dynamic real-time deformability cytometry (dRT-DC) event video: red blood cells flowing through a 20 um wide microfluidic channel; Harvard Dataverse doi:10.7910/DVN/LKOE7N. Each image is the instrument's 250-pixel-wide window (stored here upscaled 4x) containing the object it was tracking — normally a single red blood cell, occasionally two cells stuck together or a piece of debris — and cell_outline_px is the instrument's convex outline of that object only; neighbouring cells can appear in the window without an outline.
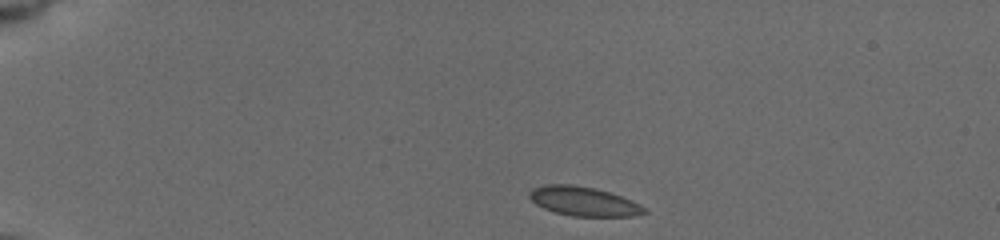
{"species": "common noctule bat (a hibernating species)", "species_latin": "Nyctalus noctula", "temperature_condition": "cold", "stored_images_in_passage": 45, "camera_frame_rate_fps": 3000, "um_per_image_px": 0.085, "animal": {"sex": "female", "body_mass_g": 19.5, "forearm_length_mm": 54.1}, "frame": {"image": 1, "passage_image": 1, "time_ms": 0.0, "image_size_px": [1000, 240], "cell_outline_px": [[648, 212], [632, 216], [572, 216], [556, 212], [544, 208], [536, 204], [528, 196], [528, 192], [532, 188], [544, 184], [572, 184], [596, 188], [632, 200], [640, 204]], "centroid_in_image_um": [49.58, 17.1], "position_along_channel_um": 35.4, "area_um2": 19.54}}
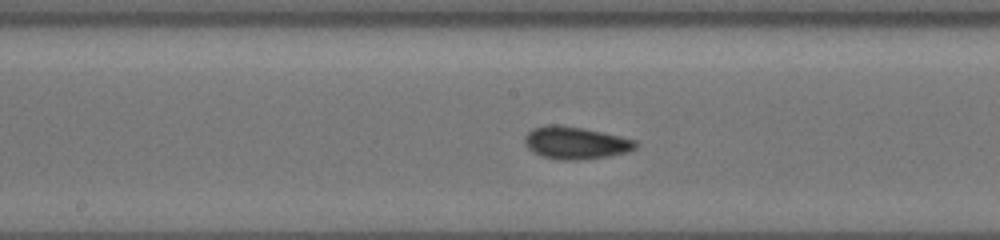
{"frame": {"image": 2, "passage_image": 20, "time_ms": 6.333, "image_size_px": [1000, 240], "cell_outline_px": [[640, 144], [636, 148], [628, 152], [608, 156], [576, 160], [556, 160], [540, 156], [532, 152], [524, 144], [524, 136], [532, 128], [548, 124], [556, 124], [584, 128], [620, 136], [636, 140]], "centroid_in_image_um": [48.9, 12.14], "position_along_channel_um": 199.3, "area_um2": 21.27}}
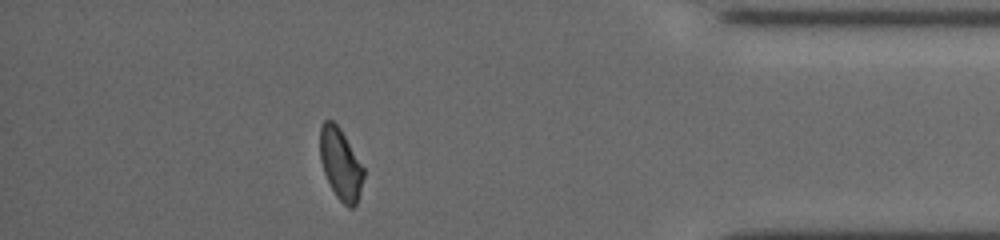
{"frame": {"image": 3, "passage_image": 39, "time_ms": 12.667, "image_size_px": [1000, 240], "cell_outline_px": [[364, 176], [356, 204], [352, 208], [348, 208], [336, 196], [324, 172], [320, 160], [320, 128], [324, 120], [332, 120], [340, 128], [364, 168]], "centroid_in_image_um": [28.94, 13.93], "position_along_channel_um": 406.3, "area_um2": 17.86}, "authors_computed_cell_mechanics": {"area_um2": 19.363, "velocity_mm_per_s": 3.7488, "shape_relaxation_time_tau1_ms": 2.3807, "shape_relaxation_time_tau2_ms": 1.5513, "deformation_change_tau1": 0.0587, "deformation_change_tau2": 0.0586}}